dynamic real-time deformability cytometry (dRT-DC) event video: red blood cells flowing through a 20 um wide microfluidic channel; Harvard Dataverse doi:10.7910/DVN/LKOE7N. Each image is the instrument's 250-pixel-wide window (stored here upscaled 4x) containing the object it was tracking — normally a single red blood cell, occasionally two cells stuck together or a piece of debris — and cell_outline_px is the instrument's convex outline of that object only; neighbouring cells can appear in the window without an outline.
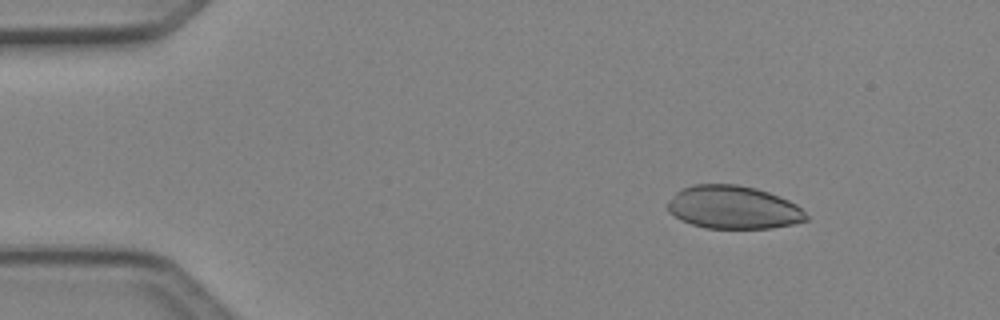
{"species": "Egyptian fruit bat (a non-hibernating species)", "species_latin": "Rousettus aegyptiacus", "temperature_condition": "cold", "stored_images_in_passage": 4, "camera_frame_rate_fps": 3000, "um_per_image_px": 0.085, "animal": {"sex": "female"}, "frame": {"image": 1, "passage_image": 2, "time_ms": 0.333, "image_size_px": [1000, 320], "cell_outline_px": [[808, 220], [792, 224], [772, 228], [708, 228], [692, 224], [668, 212], [668, 200], [680, 188], [692, 184], [736, 184], [756, 188], [768, 192], [788, 200], [796, 204], [808, 216]], "centroid_in_image_um": [62.32, 17.61], "position_along_channel_um": 22.7, "area_um2": 34.68}}